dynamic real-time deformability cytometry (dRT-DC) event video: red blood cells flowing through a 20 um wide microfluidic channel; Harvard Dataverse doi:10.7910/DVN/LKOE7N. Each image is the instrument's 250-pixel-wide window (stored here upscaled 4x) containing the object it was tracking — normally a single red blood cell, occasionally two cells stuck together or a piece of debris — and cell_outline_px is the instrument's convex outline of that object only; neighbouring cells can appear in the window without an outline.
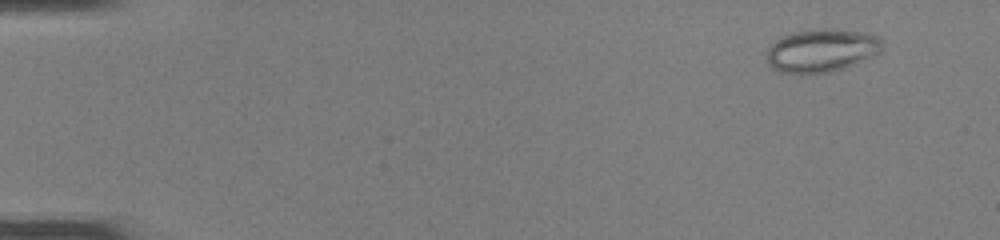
{"species": "common noctule bat (a hibernating species)", "species_latin": "Nyctalus noctula", "temperature_condition": "room temperature", "stored_images_in_passage": 50, "camera_frame_rate_fps": 3000, "um_per_image_px": 0.085, "animal": {"sex": "female", "body_mass_g": 22.0, "forearm_length_mm": 56.7}, "frame": {"image": 1, "passage_image": 5, "time_ms": 1.333, "image_size_px": [1000, 240], "cell_outline_px": [[884, 48], [880, 52], [844, 68], [832, 72], [804, 76], [780, 72], [772, 68], [768, 64], [768, 48], [780, 36], [792, 32], [828, 28], [856, 32], [880, 36], [884, 44]], "centroid_in_image_um": [69.81, 4.32], "position_along_channel_um": 15.2, "area_um2": 29.36}}
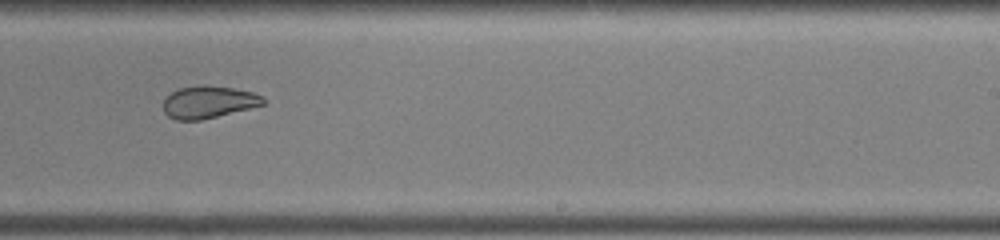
{"frame": {"image": 2, "passage_image": 33, "time_ms": 10.667, "image_size_px": [1000, 240], "cell_outline_px": [[264, 104], [200, 120], [176, 120], [168, 116], [164, 112], [164, 100], [172, 92], [180, 88], [232, 88], [252, 92], [264, 96]], "centroid_in_image_um": [17.72, 8.72], "position_along_channel_um": 271.3, "area_um2": 17.74}}
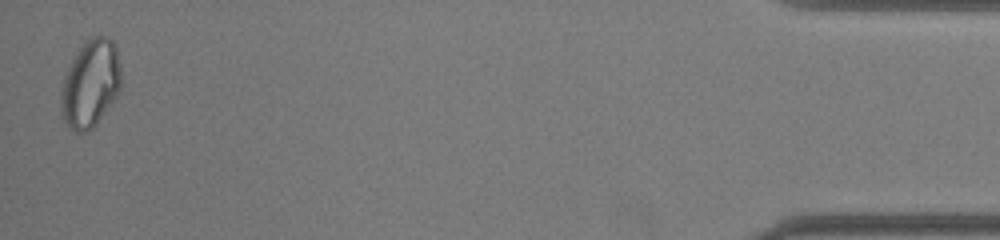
{"frame": {"image": 3, "passage_image": 50, "time_ms": 16.333, "image_size_px": [1000, 240], "cell_outline_px": [[120, 88], [116, 96], [96, 124], [92, 128], [84, 132], [76, 132], [60, 116], [60, 88], [64, 76], [76, 52], [88, 36], [108, 36], [116, 44], [120, 64]], "centroid_in_image_um": [7.67, 7.07], "position_along_channel_um": 427.5, "area_um2": 30.87}, "authors_computed_cell_mechanics": {"area_um2": 25.8944, "velocity_mm_per_s": 4.1312, "shape_relaxation_time_tau1_ms": null, "shape_relaxation_time_tau2_ms": 1.251, "deformation_change_tau1": null, "deformation_change_tau2": 0.0761}}